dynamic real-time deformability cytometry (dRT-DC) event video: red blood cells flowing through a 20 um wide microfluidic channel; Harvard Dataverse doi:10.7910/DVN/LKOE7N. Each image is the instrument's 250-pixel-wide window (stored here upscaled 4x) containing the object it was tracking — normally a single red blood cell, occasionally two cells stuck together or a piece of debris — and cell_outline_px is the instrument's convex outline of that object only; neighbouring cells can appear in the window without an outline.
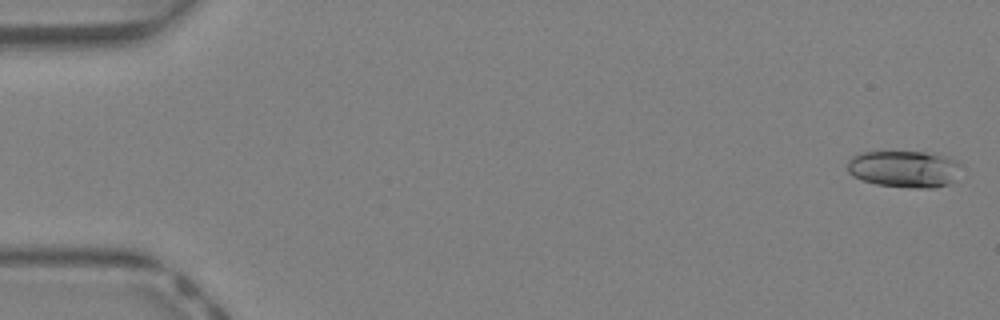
{"species": "Egyptian fruit bat (a non-hibernating species)", "species_latin": "Rousettus aegyptiacus", "temperature_condition": "warm", "stored_images_in_passage": 43, "camera_frame_rate_fps": 3000, "um_per_image_px": 0.085, "animal": {"sex": "female"}, "frame": {"image": 1, "passage_image": 1, "time_ms": 0.0, "image_size_px": [1000, 320], "cell_outline_px": [[964, 168], [948, 184], [936, 188], [916, 188], [876, 184], [852, 176], [848, 172], [848, 160], [852, 156], [860, 152], [936, 152], [956, 160], [964, 164]], "centroid_in_image_um": [76.92, 14.35], "position_along_channel_um": 8.1, "area_um2": 24.8}}
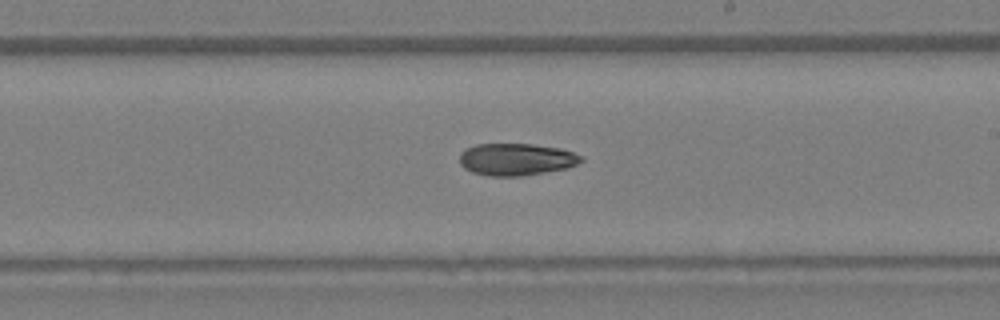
{"frame": {"image": 2, "passage_image": 25, "time_ms": 8.0, "image_size_px": [1000, 320], "cell_outline_px": [[584, 160], [568, 168], [520, 176], [488, 176], [472, 172], [464, 168], [460, 164], [460, 152], [464, 148], [476, 144], [532, 144], [560, 148], [584, 156]], "centroid_in_image_um": [43.87, 13.54], "position_along_channel_um": 245.1, "area_um2": 22.89}}
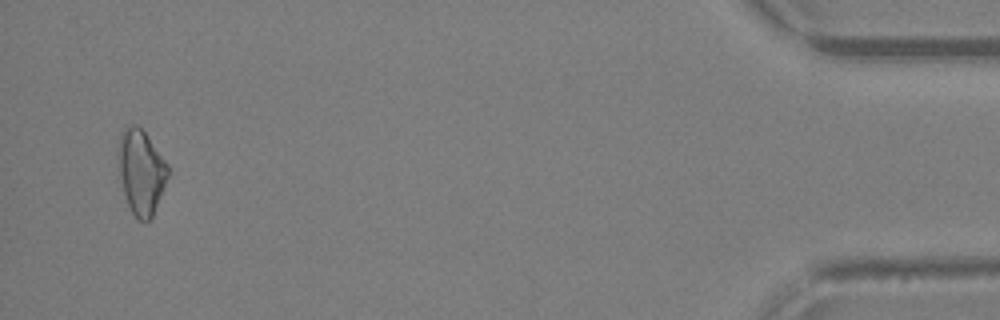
{"frame": {"image": 3, "passage_image": 41, "time_ms": 13.333, "image_size_px": [1000, 320], "cell_outline_px": [[168, 176], [164, 188], [152, 216], [148, 220], [140, 220], [132, 212], [128, 204], [124, 192], [120, 176], [116, 156], [116, 152], [120, 132], [124, 128], [132, 124], [136, 124], [144, 132], [168, 164]], "centroid_in_image_um": [11.96, 14.56], "position_along_channel_um": 423.2, "area_um2": 24.33}}